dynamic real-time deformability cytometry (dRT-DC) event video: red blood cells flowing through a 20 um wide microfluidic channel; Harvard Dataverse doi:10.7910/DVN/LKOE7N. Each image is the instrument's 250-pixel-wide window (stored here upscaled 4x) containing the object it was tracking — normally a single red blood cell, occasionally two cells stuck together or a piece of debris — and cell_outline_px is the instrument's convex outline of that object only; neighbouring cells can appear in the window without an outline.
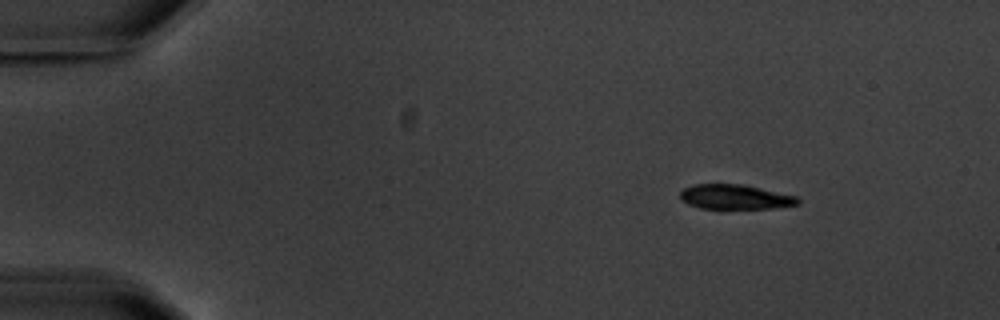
{"species": "common noctule bat (a hibernating species)", "species_latin": "Nyctalus noctula", "temperature_condition": "warm", "stored_images_in_passage": 3, "camera_frame_rate_fps": 3000, "um_per_image_px": 0.085, "animal": {"sex": "male", "body_mass_g": 20.1, "forearm_length_mm": 53.5}, "frame": {"image": 1, "passage_image": 1, "time_ms": 0.0, "image_size_px": [1000, 320], "cell_outline_px": [[800, 204], [772, 208], [700, 208], [688, 204], [680, 196], [680, 192], [684, 188], [696, 184], [744, 184], [796, 196], [800, 200]], "centroid_in_image_um": [62.51, 16.73], "position_along_channel_um": 22.5, "area_um2": 16.76}}
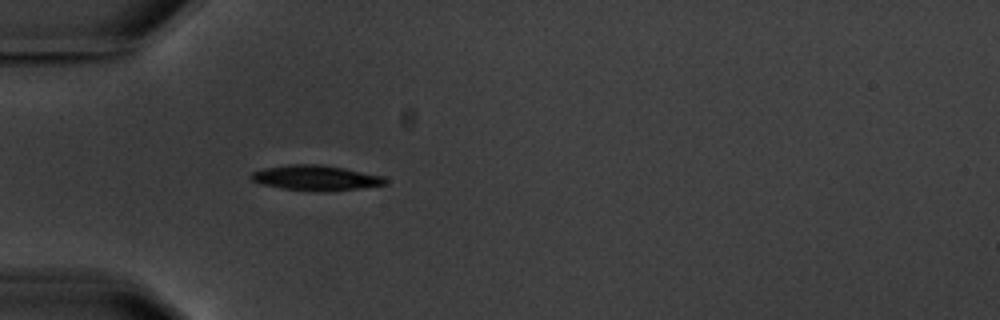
{"frame": {"image": 2, "passage_image": 3, "time_ms": 3.333, "image_size_px": [1000, 320], "cell_outline_px": [[388, 184], [328, 192], [316, 192], [280, 188], [260, 184], [252, 180], [248, 176], [252, 172], [264, 168], [288, 164], [320, 164], [344, 168], [384, 176], [388, 180]], "centroid_in_image_um": [26.83, 15.12], "position_along_channel_um": 58.2, "area_um2": 20.0}}